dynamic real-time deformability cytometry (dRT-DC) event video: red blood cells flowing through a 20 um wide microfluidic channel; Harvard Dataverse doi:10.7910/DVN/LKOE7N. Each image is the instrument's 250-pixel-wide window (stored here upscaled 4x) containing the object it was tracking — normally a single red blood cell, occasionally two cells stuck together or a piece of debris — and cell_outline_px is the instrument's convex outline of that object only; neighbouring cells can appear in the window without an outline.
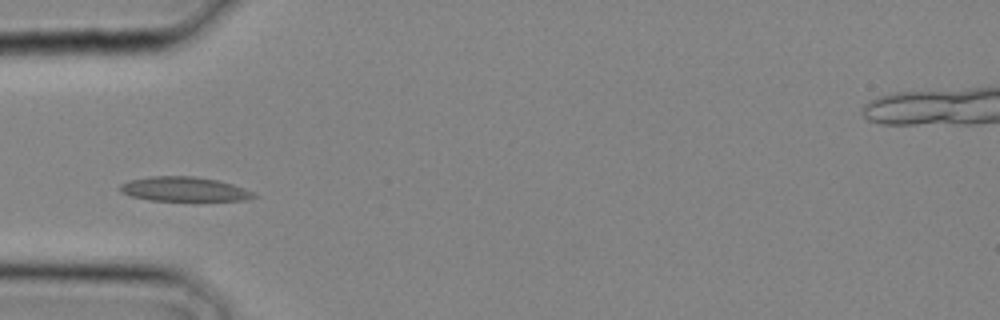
{"species": "common noctule bat (a hibernating species)", "species_latin": "Nyctalus noctula", "temperature_condition": "cold", "stored_images_in_passage": 11, "camera_frame_rate_fps": 3000, "um_per_image_px": 0.085, "animal": {"sex": "male", "body_mass_g": 20.4}, "frame": {"image": 1, "passage_image": 2, "time_ms": 0.333, "image_size_px": [1000, 320], "cell_outline_px": [[260, 196], [248, 200], [148, 200], [132, 196], [120, 192], [120, 184], [128, 180], [152, 176], [196, 176], [216, 180], [232, 184], [256, 192]], "centroid_in_image_um": [15.69, 16.07], "position_along_channel_um": 69.3, "area_um2": 19.07}}
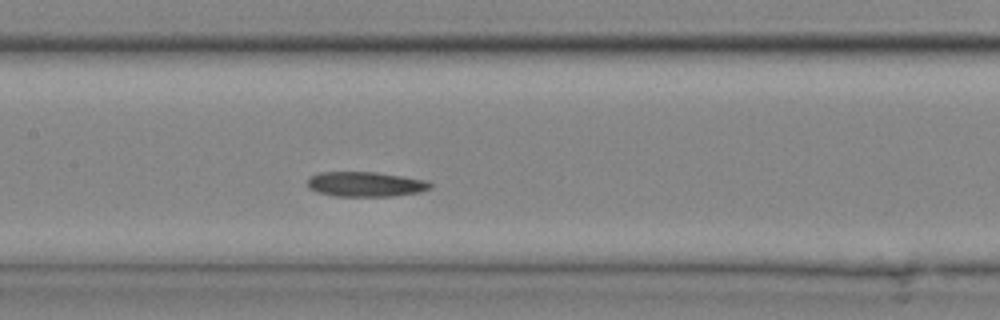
{"frame": {"image": 2, "passage_image": 7, "time_ms": 2.0, "image_size_px": [1000, 320], "cell_outline_px": [[432, 188], [420, 192], [392, 196], [332, 196], [316, 192], [308, 188], [308, 176], [320, 172], [376, 172], [424, 180], [432, 184]], "centroid_in_image_um": [31.02, 15.66], "position_along_channel_um": 176.4, "area_um2": 17.86}}
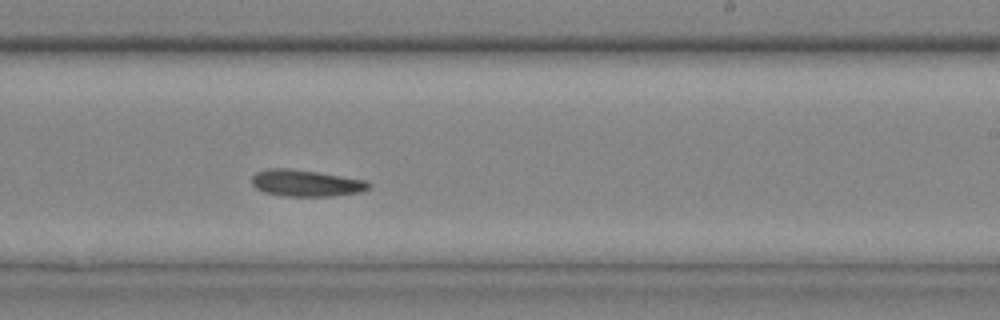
{"frame": {"image": 3, "passage_image": 11, "time_ms": 3.333, "image_size_px": [1000, 320], "cell_outline_px": [[372, 184], [368, 188], [360, 192], [332, 196], [284, 196], [264, 192], [256, 188], [252, 184], [252, 176], [256, 172], [268, 168], [288, 168], [316, 172], [368, 180]], "centroid_in_image_um": [26.01, 15.56], "position_along_channel_um": 263.0, "area_um2": 18.15}}